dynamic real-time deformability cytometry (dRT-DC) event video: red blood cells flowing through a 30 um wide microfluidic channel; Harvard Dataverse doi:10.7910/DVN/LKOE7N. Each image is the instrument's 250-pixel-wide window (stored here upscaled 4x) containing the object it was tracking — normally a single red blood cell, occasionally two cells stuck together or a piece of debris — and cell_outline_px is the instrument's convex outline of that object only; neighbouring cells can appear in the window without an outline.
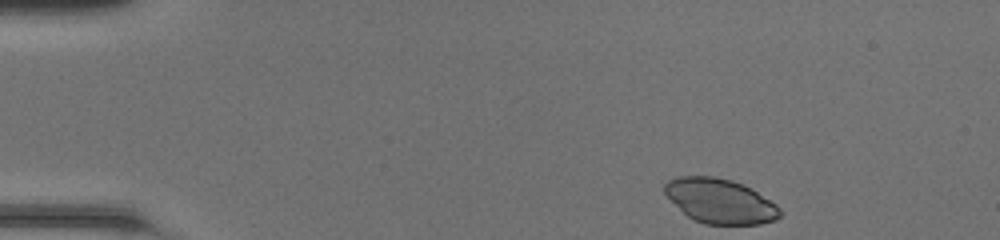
{"species": "common noctule bat (a hibernating species)", "species_latin": "Nyctalus noctula", "temperature_condition": "room temperature", "stored_images_in_passage": 43, "camera_frame_rate_fps": 3000, "um_per_image_px": 0.085, "animal": {"sex": "female", "body_mass_g": 20.0, "forearm_length_mm": 54.0}, "frame": {"image": 1, "passage_image": 1, "time_ms": 0.0, "image_size_px": [1000, 240], "cell_outline_px": [[784, 212], [776, 220], [760, 224], [704, 224], [692, 220], [664, 192], [664, 184], [668, 180], [676, 176], [712, 176], [732, 180], [752, 188], [776, 204]], "centroid_in_image_um": [61.24, 17.09], "position_along_channel_um": 23.8, "area_um2": 30.06}}
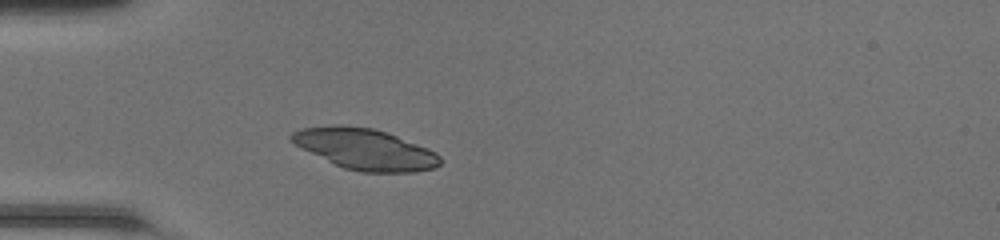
{"frame": {"image": 2, "passage_image": 9, "time_ms": 2.667, "image_size_px": [1000, 240], "cell_outline_px": [[440, 164], [436, 168], [416, 172], [360, 172], [344, 168], [288, 140], [288, 136], [292, 132], [300, 128], [336, 124], [340, 124], [372, 128], [396, 136], [428, 148], [436, 152], [440, 156]], "centroid_in_image_um": [31.04, 12.67], "position_along_channel_um": 54.0, "area_um2": 35.2}}